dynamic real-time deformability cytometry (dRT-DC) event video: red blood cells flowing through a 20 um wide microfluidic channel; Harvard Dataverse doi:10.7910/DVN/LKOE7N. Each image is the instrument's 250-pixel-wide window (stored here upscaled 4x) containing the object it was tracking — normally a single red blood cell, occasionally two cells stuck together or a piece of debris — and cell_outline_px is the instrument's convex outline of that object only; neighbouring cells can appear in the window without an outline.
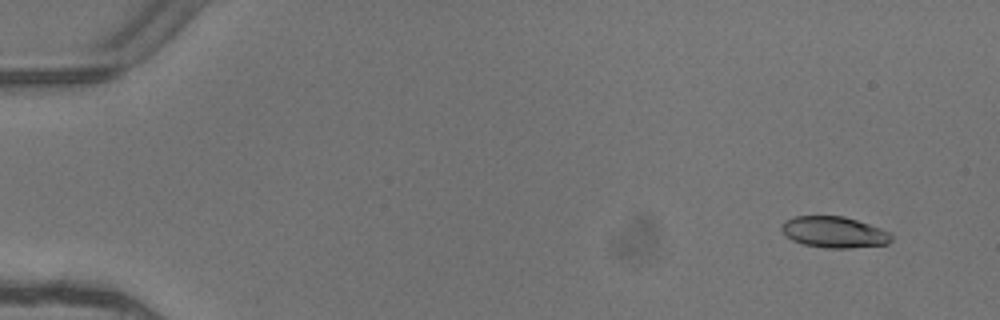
{"species": "common noctule bat (a hibernating species)", "species_latin": "Nyctalus noctula", "temperature_condition": "warm", "stored_images_in_passage": 5, "camera_frame_rate_fps": 3000, "um_per_image_px": 0.085, "animal": {"sex": "female"}, "frame": {"image": 1, "passage_image": 1, "time_ms": 0.0, "image_size_px": [1000, 320], "cell_outline_px": [[892, 240], [888, 244], [852, 248], [824, 248], [804, 244], [792, 240], [780, 228], [780, 224], [784, 220], [796, 216], [844, 216], [892, 232]], "centroid_in_image_um": [70.91, 19.73], "position_along_channel_um": 14.1, "area_um2": 20.06}}